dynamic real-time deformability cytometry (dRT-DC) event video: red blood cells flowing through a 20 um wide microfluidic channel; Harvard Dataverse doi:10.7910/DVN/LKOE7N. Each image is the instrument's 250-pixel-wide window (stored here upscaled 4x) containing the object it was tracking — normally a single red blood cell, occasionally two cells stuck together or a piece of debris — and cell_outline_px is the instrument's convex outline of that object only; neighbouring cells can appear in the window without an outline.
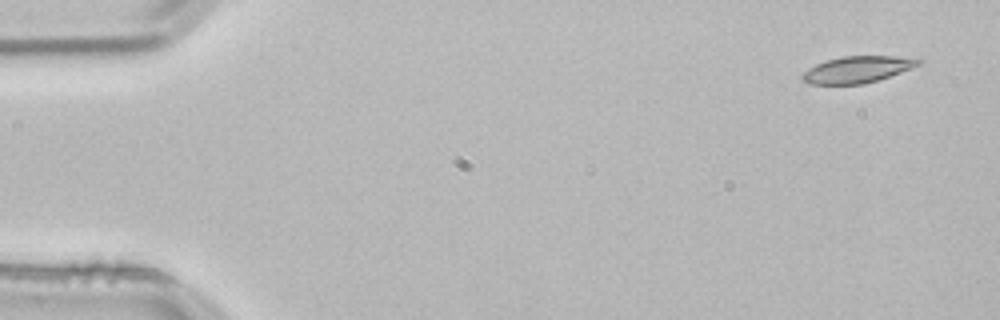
{"species": "common noctule bat (a hibernating species)", "species_latin": "Nyctalus noctula", "temperature_condition": "room temperature", "stored_images_in_passage": 3, "camera_frame_rate_fps": 3000, "um_per_image_px": 0.085, "animal": {"sex": "male", "body_mass_g": 21.5, "forearm_length_mm": 52.0}, "frame": {"image": 1, "passage_image": 1, "time_ms": 0.0, "image_size_px": [1000, 320], "cell_outline_px": [[924, 60], [920, 64], [912, 68], [864, 84], [808, 84], [800, 76], [808, 68], [824, 60], [844, 56], [892, 56]], "centroid_in_image_um": [72.83, 5.9], "position_along_channel_um": 12.2, "area_um2": 17.8}}